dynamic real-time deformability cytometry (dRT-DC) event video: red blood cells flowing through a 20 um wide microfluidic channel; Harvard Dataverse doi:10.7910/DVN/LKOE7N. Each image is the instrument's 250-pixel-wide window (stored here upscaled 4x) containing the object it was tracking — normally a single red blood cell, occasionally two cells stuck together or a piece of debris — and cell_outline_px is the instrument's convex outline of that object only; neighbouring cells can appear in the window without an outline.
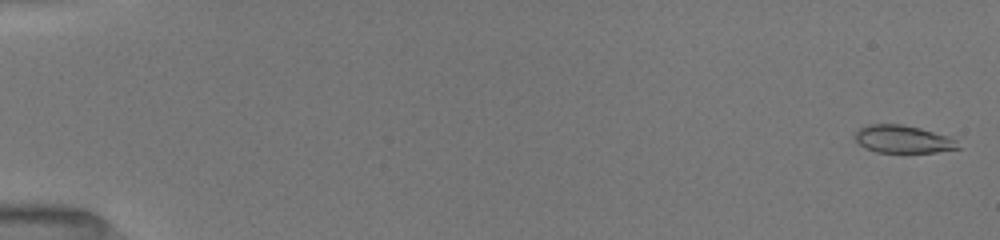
{"species": "common noctule bat (a hibernating species)", "species_latin": "Nyctalus noctula", "temperature_condition": "room temperature", "stored_images_in_passage": 54, "camera_frame_rate_fps": 3000, "um_per_image_px": 0.085, "animal": {"sex": "female", "body_mass_g": 19.5, "forearm_length_mm": 54.1}, "frame": {"image": 1, "passage_image": 2, "time_ms": 0.333, "image_size_px": [1000, 240], "cell_outline_px": [[960, 148], [936, 152], [876, 152], [864, 148], [852, 136], [860, 128], [868, 124], [904, 124], [920, 128], [948, 136], [956, 140]], "centroid_in_image_um": [76.72, 11.82], "position_along_channel_um": 8.3, "area_um2": 16.65}}
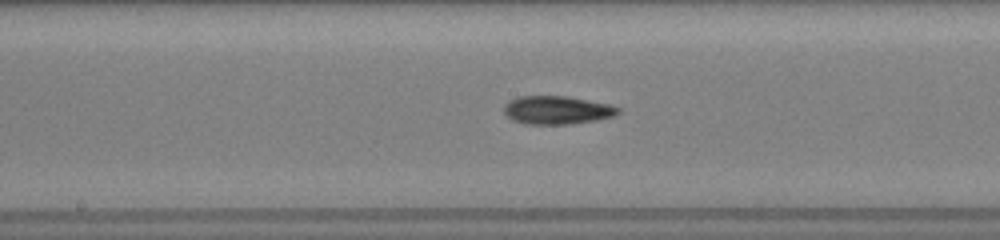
{"frame": {"image": 2, "passage_image": 29, "time_ms": 9.333, "image_size_px": [1000, 240], "cell_outline_px": [[620, 112], [612, 116], [596, 120], [568, 124], [524, 124], [512, 120], [504, 112], [504, 104], [508, 100], [520, 96], [568, 96], [608, 104], [620, 108]], "centroid_in_image_um": [47.31, 9.35], "position_along_channel_um": 200.9, "area_um2": 18.79}}
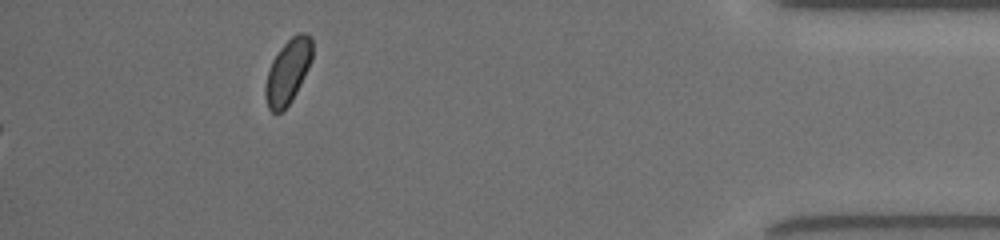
{"frame": {"image": 3, "passage_image": 54, "time_ms": 17.667, "image_size_px": [1000, 240], "cell_outline_px": [[312, 60], [292, 100], [280, 112], [272, 112], [268, 108], [264, 96], [264, 88], [268, 72], [272, 60], [280, 48], [296, 32], [304, 32], [312, 36]], "centroid_in_image_um": [24.47, 6.05], "position_along_channel_um": 410.7, "area_um2": 17.57}, "authors_computed_cell_mechanics": {"area_um2": 17.7157, "velocity_mm_per_s": 4.0301, "shape_relaxation_time_tau1_ms": 5.0291, "shape_relaxation_time_tau2_ms": 4.9872, "deformation_change_tau1": 0.1734, "deformation_change_tau2": 0.1417}}